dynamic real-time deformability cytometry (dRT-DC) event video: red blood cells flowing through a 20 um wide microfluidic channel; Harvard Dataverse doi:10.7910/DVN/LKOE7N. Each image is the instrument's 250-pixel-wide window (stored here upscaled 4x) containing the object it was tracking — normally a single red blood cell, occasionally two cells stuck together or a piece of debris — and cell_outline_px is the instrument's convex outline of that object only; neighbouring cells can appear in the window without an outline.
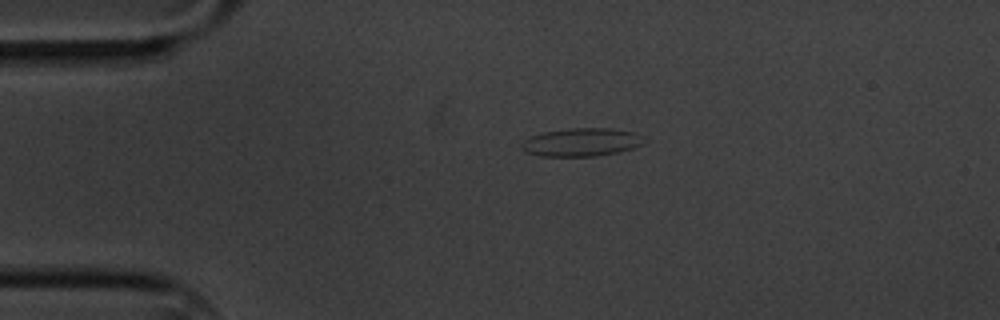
{"species": "common noctule bat (a hibernating species)", "species_latin": "Nyctalus noctula", "temperature_condition": "cold", "stored_images_in_passage": 4, "camera_frame_rate_fps": 3000, "um_per_image_px": 0.085, "animal": {"sex": "male", "body_mass_g": 20.1, "forearm_length_mm": 53.5}, "frame": {"image": 1, "passage_image": 1, "time_ms": 0.0, "image_size_px": [1000, 320], "cell_outline_px": [[648, 140], [644, 144], [636, 148], [620, 152], [596, 156], [540, 156], [524, 152], [520, 148], [520, 144], [528, 136], [544, 132], [572, 128], [608, 128], [636, 132], [644, 136]], "centroid_in_image_um": [49.47, 12.09], "position_along_channel_um": 35.5, "area_um2": 20.63}}
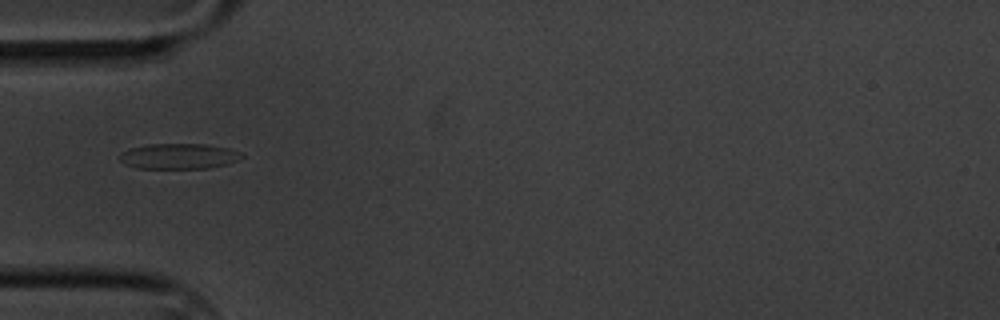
{"frame": {"image": 2, "passage_image": 3, "time_ms": 2.0, "image_size_px": [1000, 320], "cell_outline_px": [[244, 156], [228, 164], [208, 168], [136, 168], [124, 164], [120, 160], [120, 152], [128, 148], [148, 144], [208, 144], [228, 148]], "centroid_in_image_um": [15.13, 13.27], "position_along_channel_um": 69.9, "area_um2": 18.09}}